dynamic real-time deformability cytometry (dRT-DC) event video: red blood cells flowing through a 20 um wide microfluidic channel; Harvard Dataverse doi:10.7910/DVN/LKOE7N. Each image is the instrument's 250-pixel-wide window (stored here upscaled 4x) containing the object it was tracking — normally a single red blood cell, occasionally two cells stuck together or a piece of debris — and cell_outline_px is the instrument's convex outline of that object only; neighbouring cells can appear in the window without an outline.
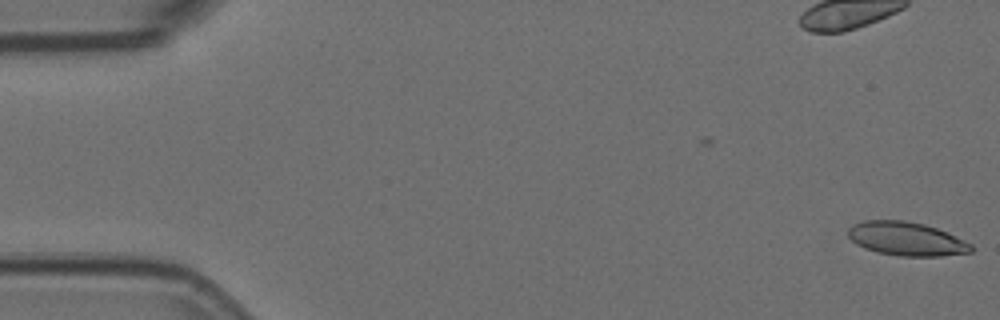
{"species": "Egyptian fruit bat (a non-hibernating species)", "species_latin": "Rousettus aegyptiacus", "temperature_condition": "room temperature", "stored_images_in_passage": 4, "camera_frame_rate_fps": 3000, "um_per_image_px": 0.085, "animal": {"sex": "female"}, "frame": {"image": 1, "passage_image": 4, "time_ms": 1.0, "image_size_px": [1000, 320], "cell_outline_px": [[972, 252], [940, 256], [900, 256], [876, 252], [864, 248], [856, 244], [848, 236], [848, 228], [852, 224], [864, 220], [904, 220], [924, 224], [948, 232], [972, 244]], "centroid_in_image_um": [77.03, 20.29], "position_along_channel_um": 8.0, "area_um2": 24.28}}